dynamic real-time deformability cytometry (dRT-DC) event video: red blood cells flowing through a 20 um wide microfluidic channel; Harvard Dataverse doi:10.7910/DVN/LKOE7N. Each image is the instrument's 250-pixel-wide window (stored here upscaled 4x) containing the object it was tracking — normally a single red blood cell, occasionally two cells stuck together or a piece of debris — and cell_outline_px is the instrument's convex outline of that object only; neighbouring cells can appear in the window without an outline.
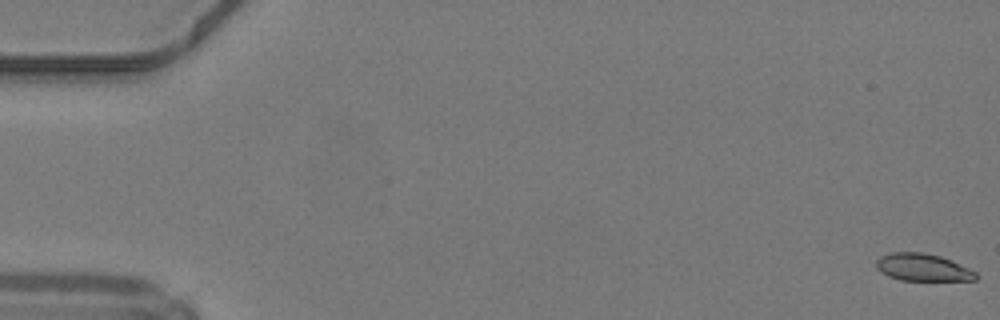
{"species": "common noctule bat (a hibernating species)", "species_latin": "Nyctalus noctula", "temperature_condition": "warm", "stored_images_in_passage": 50, "camera_frame_rate_fps": 3000, "um_per_image_px": 0.085, "animal": {"sex": "male", "body_mass_g": 19.2, "forearm_length_mm": 51.8}, "frame": {"image": 1, "passage_image": 1, "time_ms": 0.0, "image_size_px": [1000, 320], "cell_outline_px": [[976, 280], [900, 280], [888, 276], [880, 272], [876, 268], [876, 260], [880, 256], [892, 252], [924, 252], [940, 256], [968, 268], [976, 272]], "centroid_in_image_um": [78.38, 22.72], "position_along_channel_um": 6.6, "area_um2": 15.78}}
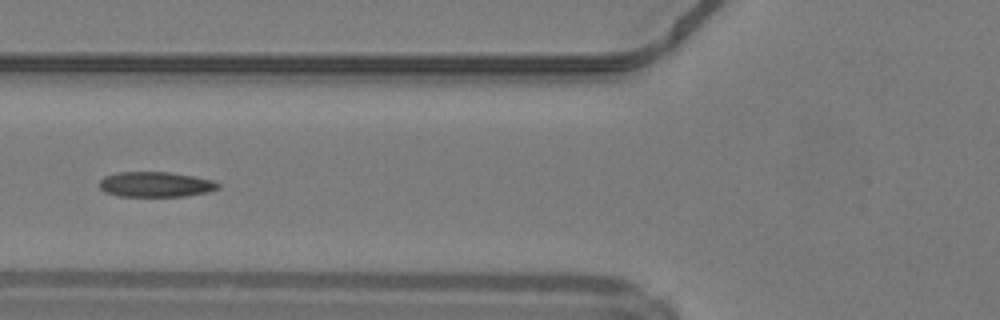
{"frame": {"image": 2, "passage_image": 20, "time_ms": 6.333, "image_size_px": [1000, 320], "cell_outline_px": [[220, 188], [208, 192], [184, 196], [120, 196], [104, 192], [100, 188], [100, 180], [104, 176], [116, 172], [168, 172], [196, 176], [212, 180], [220, 184]], "centroid_in_image_um": [13.23, 15.67], "position_along_channel_um": 112.6, "area_um2": 17.51}}
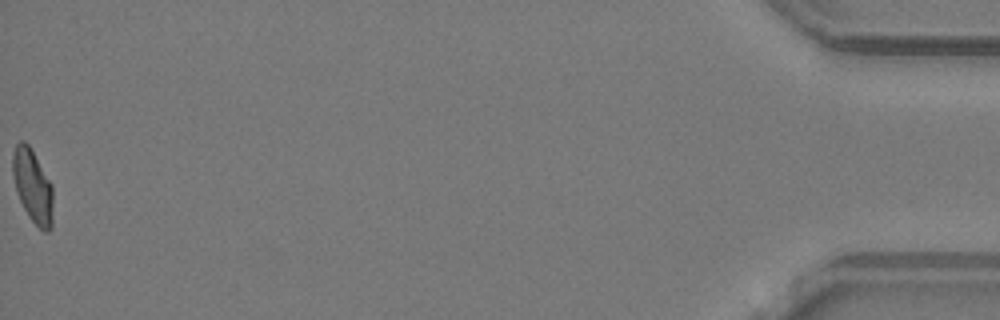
{"frame": {"image": 3, "passage_image": 50, "time_ms": 16.333, "image_size_px": [1000, 320], "cell_outline_px": [[52, 228], [48, 232], [44, 232], [28, 216], [16, 192], [12, 176], [12, 152], [16, 144], [20, 140], [24, 140], [28, 144], [52, 184]], "centroid_in_image_um": [2.76, 15.8], "position_along_channel_um": 432.4, "area_um2": 17.28}, "authors_computed_cell_mechanics": {"area_um2": 17.34, "velocity_mm_per_s": 4.228, "shape_relaxation_time_tau1_ms": null, "shape_relaxation_time_tau2_ms": 3.5233, "deformation_change_tau1": null, "deformation_change_tau2": 0.0977}}